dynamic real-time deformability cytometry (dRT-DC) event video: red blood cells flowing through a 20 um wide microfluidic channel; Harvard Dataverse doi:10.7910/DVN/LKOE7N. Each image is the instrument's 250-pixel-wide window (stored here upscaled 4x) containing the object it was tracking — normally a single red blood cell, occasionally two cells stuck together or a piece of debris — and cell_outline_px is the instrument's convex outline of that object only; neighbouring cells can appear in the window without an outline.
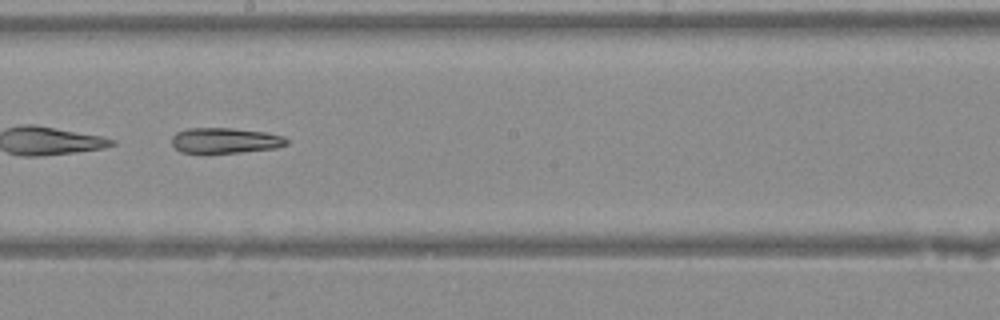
{"species": "Egyptian fruit bat (a non-hibernating species)", "species_latin": "Rousettus aegyptiacus", "temperature_condition": "warm", "stored_images_in_passage": 41, "camera_frame_rate_fps": 3000, "um_per_image_px": 0.085, "animal": {"sex": "female"}, "frame": {"image": 1, "passage_image": 24, "time_ms": 7.667, "image_size_px": [1000, 320], "cell_outline_px": [[288, 144], [276, 148], [240, 152], [180, 152], [172, 144], [172, 136], [176, 132], [188, 128], [232, 128], [264, 132], [284, 136], [288, 140]], "centroid_in_image_um": [19.15, 11.93], "position_along_channel_um": 229.1, "area_um2": 16.88}}